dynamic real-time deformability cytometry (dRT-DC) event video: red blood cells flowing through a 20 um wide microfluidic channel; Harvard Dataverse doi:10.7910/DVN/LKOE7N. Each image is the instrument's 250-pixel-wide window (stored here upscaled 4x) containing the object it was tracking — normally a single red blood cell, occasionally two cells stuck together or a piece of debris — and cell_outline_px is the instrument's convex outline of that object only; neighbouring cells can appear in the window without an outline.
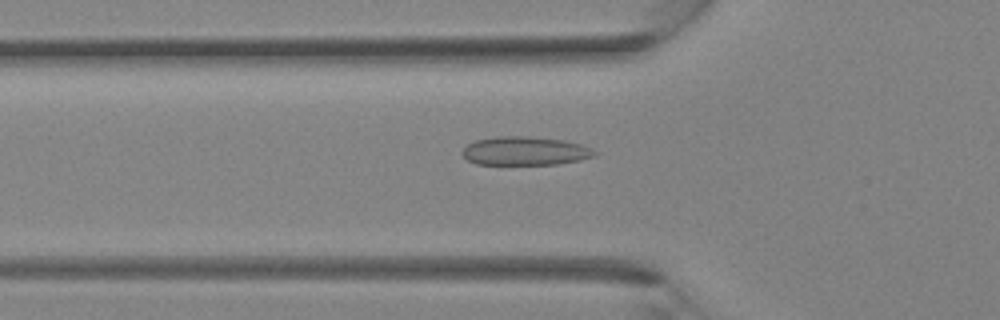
{"species": "Egyptian fruit bat (a non-hibernating species)", "species_latin": "Rousettus aegyptiacus", "temperature_condition": "room temperature", "stored_images_in_passage": 27, "camera_frame_rate_fps": 3000, "um_per_image_px": 0.085, "animal": {"sex": "female"}, "frame": {"image": 1, "passage_image": 3, "time_ms": 0.667, "image_size_px": [1000, 320], "cell_outline_px": [[596, 152], [592, 156], [580, 160], [556, 164], [476, 164], [468, 160], [460, 152], [468, 144], [476, 140], [496, 136], [528, 136], [564, 140], [580, 144], [592, 148]], "centroid_in_image_um": [44.6, 12.82], "position_along_channel_um": 81.2, "area_um2": 21.96}}
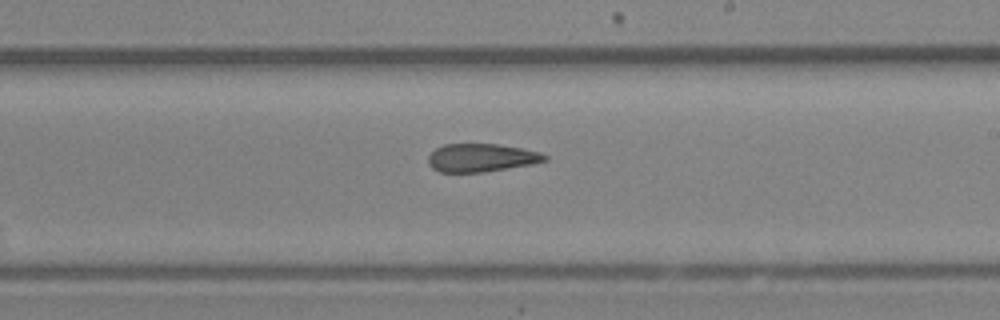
{"frame": {"image": 2, "passage_image": 12, "time_ms": 3.667, "image_size_px": [1000, 320], "cell_outline_px": [[548, 160], [532, 164], [484, 172], [440, 172], [432, 168], [428, 164], [428, 156], [436, 148], [444, 144], [496, 144], [520, 148], [540, 152], [548, 156]], "centroid_in_image_um": [40.9, 13.41], "position_along_channel_um": 248.1, "area_um2": 19.07}}
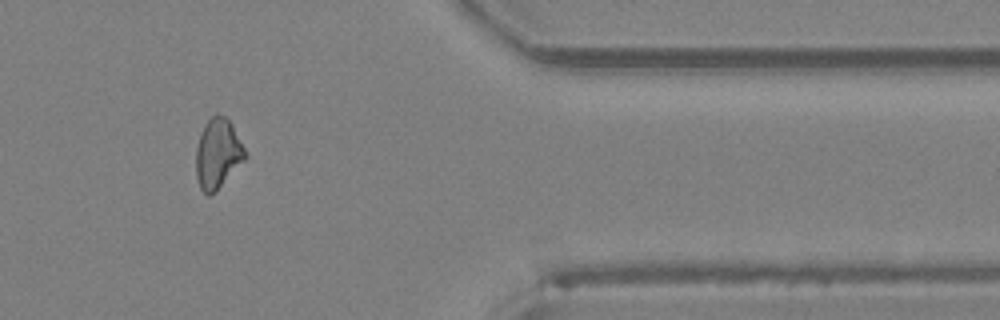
{"frame": {"image": 3, "passage_image": 21, "time_ms": 6.667, "image_size_px": [1000, 320], "cell_outline_px": [[248, 156], [216, 192], [208, 196], [200, 188], [196, 176], [196, 148], [204, 124], [216, 112], [224, 116], [232, 124]], "centroid_in_image_um": [18.51, 13.07], "position_along_channel_um": 392.9, "area_um2": 20.0}}